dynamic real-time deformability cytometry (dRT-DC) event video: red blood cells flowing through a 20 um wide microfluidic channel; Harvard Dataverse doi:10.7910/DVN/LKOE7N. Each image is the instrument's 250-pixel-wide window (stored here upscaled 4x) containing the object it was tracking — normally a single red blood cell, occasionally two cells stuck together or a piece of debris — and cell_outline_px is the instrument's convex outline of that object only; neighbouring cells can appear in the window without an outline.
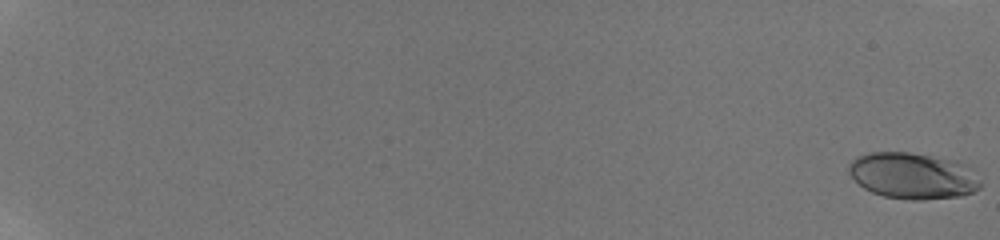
{"species": "human", "species_latin": "Homo sapiens", "temperature_condition": "room temperature", "stored_images_in_passage": 18, "camera_frame_rate_fps": 3000, "um_per_image_px": 0.085, "donor": {"sex": "male"}, "frame": {"image": 1, "passage_image": 1, "time_ms": 0.0, "image_size_px": [1000, 240], "cell_outline_px": [[980, 188], [972, 192], [960, 196], [920, 200], [912, 200], [884, 196], [872, 192], [864, 188], [848, 172], [848, 164], [856, 156], [868, 152], [908, 152], [956, 160], [980, 180]], "centroid_in_image_um": [77.53, 14.93], "position_along_channel_um": 7.5, "area_um2": 35.14}}
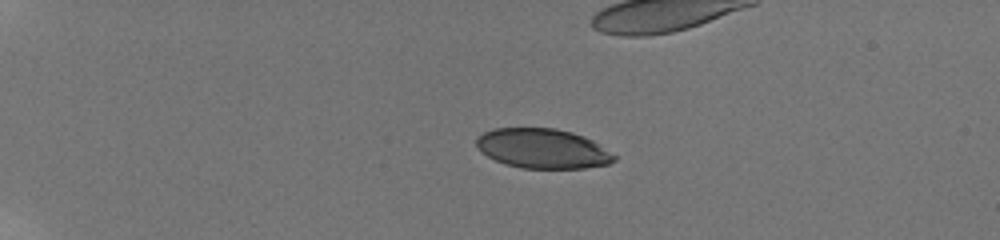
{"frame": {"image": 2, "passage_image": 13, "time_ms": 4.0, "image_size_px": [1000, 240], "cell_outline_px": [[616, 160], [608, 164], [584, 168], [520, 168], [504, 164], [480, 152], [476, 148], [476, 136], [492, 128], [556, 128], [572, 132], [584, 136], [592, 140], [616, 156]], "centroid_in_image_um": [46.08, 12.62], "position_along_channel_um": 38.9, "area_um2": 32.02}}